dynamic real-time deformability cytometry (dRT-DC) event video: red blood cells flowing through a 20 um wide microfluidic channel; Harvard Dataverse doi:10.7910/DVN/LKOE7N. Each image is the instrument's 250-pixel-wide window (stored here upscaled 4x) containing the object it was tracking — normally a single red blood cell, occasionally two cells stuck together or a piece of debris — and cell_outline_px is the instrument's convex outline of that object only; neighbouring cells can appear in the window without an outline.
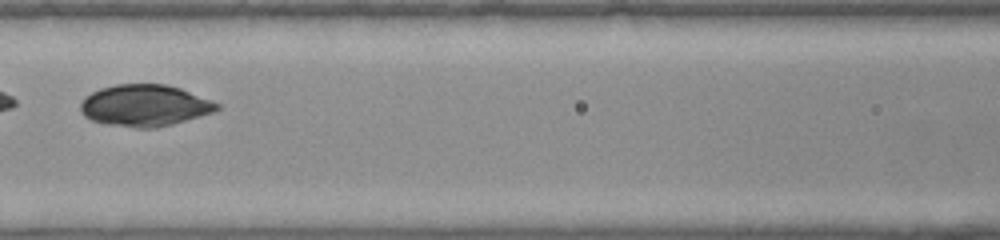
{"species": "common noctule bat (a hibernating species)", "species_latin": "Nyctalus noctula", "temperature_condition": "warm", "stored_images_in_passage": 17, "camera_frame_rate_fps": 3000, "um_per_image_px": 0.085, "animal": {"sex": "female", "body_mass_g": 22.0, "forearm_length_mm": 56.7}, "frame": {"image": 1, "passage_image": 6, "time_ms": 1.667, "image_size_px": [1000, 240], "cell_outline_px": [[220, 108], [212, 112], [172, 124], [156, 128], [136, 128], [108, 124], [92, 120], [84, 116], [80, 108], [80, 104], [84, 96], [100, 88], [116, 84], [164, 84], [180, 88], [220, 104]], "centroid_in_image_um": [12.27, 8.96], "position_along_channel_um": 154.3, "area_um2": 32.89}}
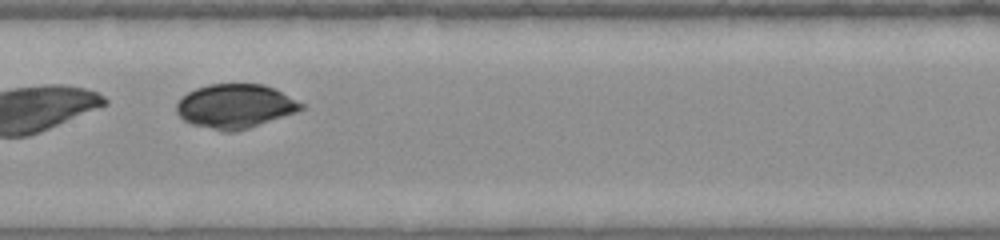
{"frame": {"image": 2, "passage_image": 8, "time_ms": 2.333, "image_size_px": [1000, 240], "cell_outline_px": [[304, 108], [296, 112], [236, 132], [224, 132], [192, 124], [184, 120], [176, 112], [176, 104], [188, 92], [196, 88], [208, 84], [264, 84], [276, 88], [304, 104]], "centroid_in_image_um": [20.0, 9.02], "position_along_channel_um": 187.4, "area_um2": 32.02}}